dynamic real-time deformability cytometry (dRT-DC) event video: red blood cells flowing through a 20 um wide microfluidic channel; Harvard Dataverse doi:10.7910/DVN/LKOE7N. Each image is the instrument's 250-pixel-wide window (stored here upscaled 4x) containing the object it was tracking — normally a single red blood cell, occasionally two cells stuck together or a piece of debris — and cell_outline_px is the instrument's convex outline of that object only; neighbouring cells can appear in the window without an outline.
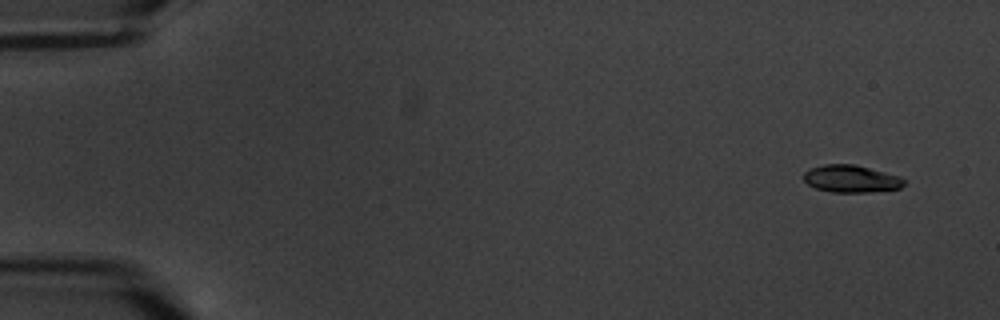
{"species": "common noctule bat (a hibernating species)", "species_latin": "Nyctalus noctula", "temperature_condition": "warm", "stored_images_in_passage": 4, "camera_frame_rate_fps": 3000, "um_per_image_px": 0.085, "animal": {"sex": "male", "body_mass_g": 20.1, "forearm_length_mm": 53.5}, "frame": {"image": 1, "passage_image": 1, "time_ms": 0.0, "image_size_px": [1000, 320], "cell_outline_px": [[904, 184], [900, 188], [868, 192], [832, 192], [816, 188], [808, 184], [804, 180], [804, 172], [812, 168], [824, 164], [856, 164], [900, 176], [904, 180]], "centroid_in_image_um": [72.35, 15.19], "position_along_channel_um": 12.7, "area_um2": 15.9}}